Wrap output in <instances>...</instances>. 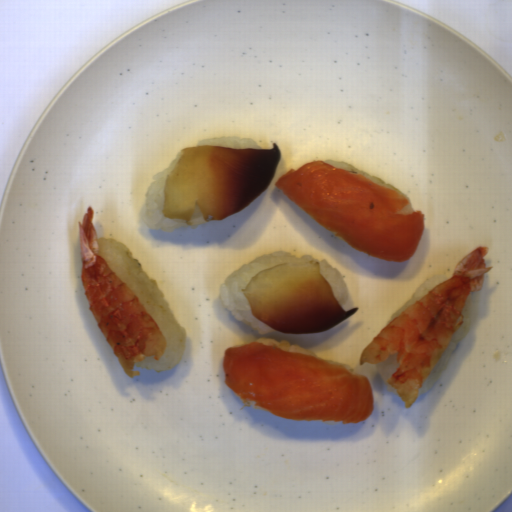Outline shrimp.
Listing matches in <instances>:
<instances>
[{
	"label": "shrimp",
	"instance_id": "shrimp-1",
	"mask_svg": "<svg viewBox=\"0 0 512 512\" xmlns=\"http://www.w3.org/2000/svg\"><path fill=\"white\" fill-rule=\"evenodd\" d=\"M488 253L487 245L477 244L456 262L451 278L409 304L359 353L360 367L397 354L399 368L384 382L396 390L405 409L416 402L419 388L462 327L471 292L482 290L486 272L494 267L487 266Z\"/></svg>",
	"mask_w": 512,
	"mask_h": 512
},
{
	"label": "shrimp",
	"instance_id": "shrimp-2",
	"mask_svg": "<svg viewBox=\"0 0 512 512\" xmlns=\"http://www.w3.org/2000/svg\"><path fill=\"white\" fill-rule=\"evenodd\" d=\"M94 211L88 206L77 224L82 269L81 285L97 327L130 377L140 376L135 365L167 350L166 338L154 316L140 298L99 254L93 224Z\"/></svg>",
	"mask_w": 512,
	"mask_h": 512
}]
</instances>
